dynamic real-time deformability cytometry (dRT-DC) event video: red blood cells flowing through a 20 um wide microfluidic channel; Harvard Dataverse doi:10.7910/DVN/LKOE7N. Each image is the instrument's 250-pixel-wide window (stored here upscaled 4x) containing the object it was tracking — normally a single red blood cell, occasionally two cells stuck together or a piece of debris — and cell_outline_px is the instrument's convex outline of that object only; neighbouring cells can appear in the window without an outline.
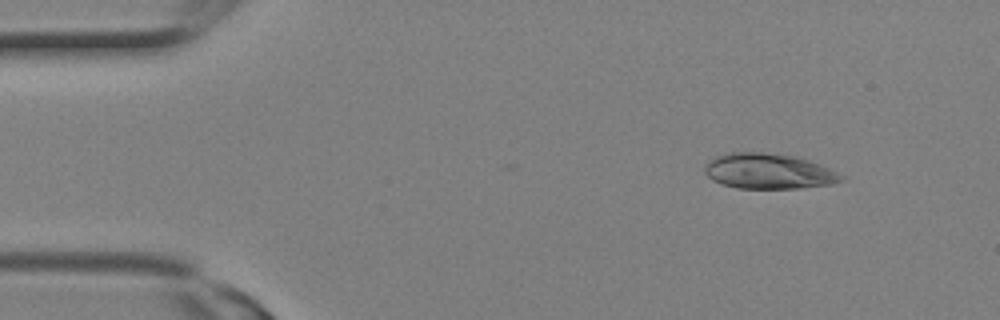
{"species": "Egyptian fruit bat (a non-hibernating species)", "species_latin": "Rousettus aegyptiacus", "temperature_condition": "room temperature", "stored_images_in_passage": 3, "camera_frame_rate_fps": 3000, "um_per_image_px": 0.085, "animal": {"sex": "female"}, "frame": {"image": 1, "passage_image": 1, "time_ms": 0.0, "image_size_px": [1000, 320], "cell_outline_px": [[848, 176], [844, 180], [832, 184], [800, 188], [736, 188], [712, 180], [704, 172], [704, 164], [708, 160], [724, 152], [764, 152], [796, 156], [820, 164]], "centroid_in_image_um": [65.34, 14.54], "position_along_channel_um": 19.7, "area_um2": 28.55}}